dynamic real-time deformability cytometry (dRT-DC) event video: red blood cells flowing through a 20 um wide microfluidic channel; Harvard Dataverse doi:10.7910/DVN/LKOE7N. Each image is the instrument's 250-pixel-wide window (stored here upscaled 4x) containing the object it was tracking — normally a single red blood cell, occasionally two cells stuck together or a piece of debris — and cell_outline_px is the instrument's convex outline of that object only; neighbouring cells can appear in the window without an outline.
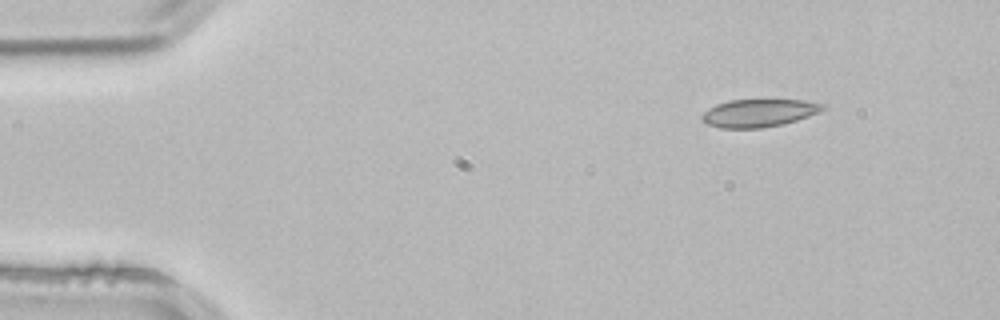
{"species": "common noctule bat (a hibernating species)", "species_latin": "Nyctalus noctula", "temperature_condition": "room temperature", "stored_images_in_passage": 4, "camera_frame_rate_fps": 3000, "um_per_image_px": 0.085, "animal": {"sex": "male", "body_mass_g": 21.5, "forearm_length_mm": 52.0}, "frame": {"image": 1, "passage_image": 1, "time_ms": 0.0, "image_size_px": [1000, 320], "cell_outline_px": [[824, 108], [820, 112], [784, 124], [760, 128], [720, 128], [708, 124], [700, 120], [700, 116], [708, 108], [716, 104], [728, 100], [804, 100], [824, 104]], "centroid_in_image_um": [64.46, 9.6], "position_along_channel_um": 20.5, "area_um2": 19.59}}
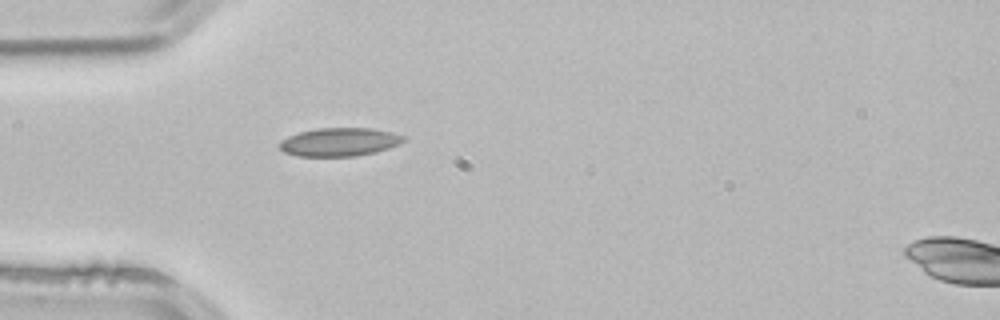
{"frame": {"image": 2, "passage_image": 3, "time_ms": 0.667, "image_size_px": [1000, 320], "cell_outline_px": [[404, 140], [400, 144], [376, 152], [356, 156], [296, 156], [284, 152], [280, 148], [280, 140], [288, 136], [300, 132], [316, 128], [372, 128], [392, 132], [404, 136]], "centroid_in_image_um": [28.85, 12.07], "position_along_channel_um": 56.2, "area_um2": 20.52}}